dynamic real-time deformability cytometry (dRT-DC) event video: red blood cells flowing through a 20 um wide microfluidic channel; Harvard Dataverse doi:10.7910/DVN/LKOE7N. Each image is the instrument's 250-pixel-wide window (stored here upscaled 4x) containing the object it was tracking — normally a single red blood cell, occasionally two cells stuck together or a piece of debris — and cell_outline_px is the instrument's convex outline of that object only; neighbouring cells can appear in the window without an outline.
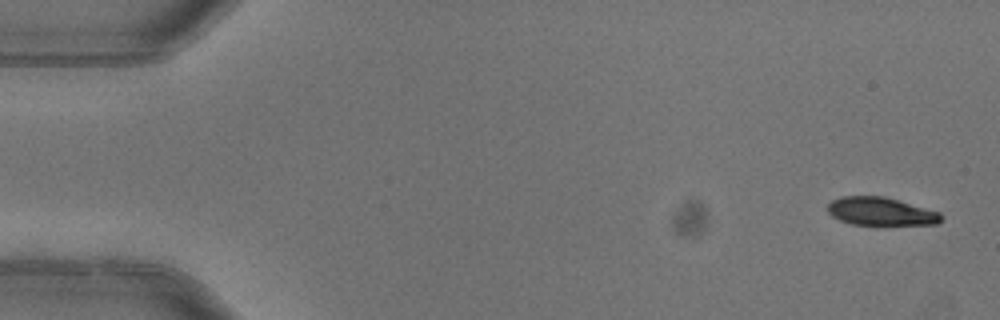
{"species": "common noctule bat (a hibernating species)", "species_latin": "Nyctalus noctula", "temperature_condition": "warm", "stored_images_in_passage": 6, "camera_frame_rate_fps": 3000, "um_per_image_px": 0.085, "animal": {"sex": "female"}, "frame": {"image": 1, "passage_image": 1, "time_ms": 0.0, "image_size_px": [1000, 320], "cell_outline_px": [[940, 220], [936, 224], [852, 224], [840, 220], [832, 216], [828, 212], [828, 204], [832, 200], [840, 196], [884, 196], [940, 212]], "centroid_in_image_um": [74.82, 17.95], "position_along_channel_um": 10.2, "area_um2": 18.26}}
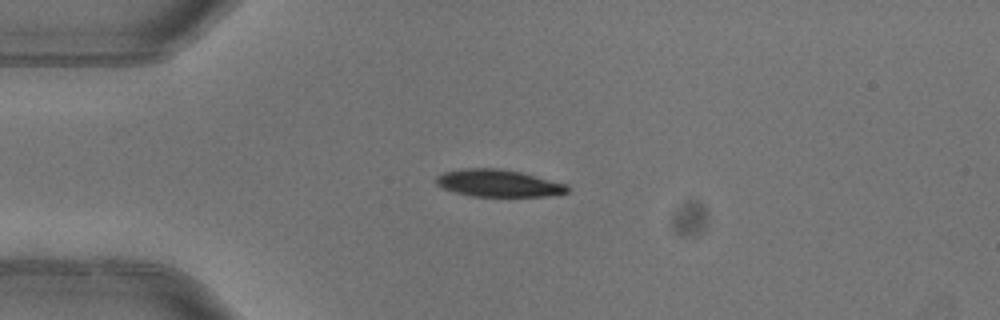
{"frame": {"image": 2, "passage_image": 4, "time_ms": 1.0, "image_size_px": [1000, 320], "cell_outline_px": [[568, 192], [548, 196], [472, 196], [456, 192], [444, 188], [436, 184], [436, 176], [444, 172], [464, 168], [496, 168], [520, 172], [568, 184]], "centroid_in_image_um": [42.37, 15.57], "position_along_channel_um": 42.6, "area_um2": 20.63}}
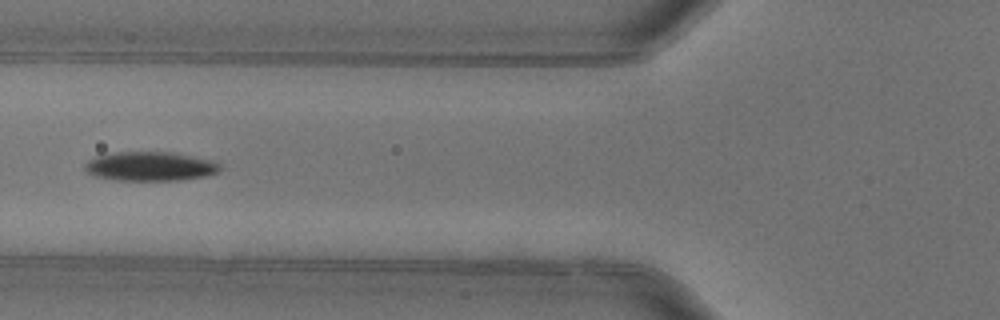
{"frame": {"image": 3, "passage_image": 6, "time_ms": 1.667, "image_size_px": [1000, 320], "cell_outline_px": [[220, 168], [216, 172], [204, 176], [180, 180], [116, 180], [96, 176], [88, 172], [84, 168], [84, 164], [88, 160], [96, 156], [116, 152], [172, 152], [212, 160], [220, 164]], "centroid_in_image_um": [12.74, 14.13], "position_along_channel_um": 113.1, "area_um2": 22.77}}